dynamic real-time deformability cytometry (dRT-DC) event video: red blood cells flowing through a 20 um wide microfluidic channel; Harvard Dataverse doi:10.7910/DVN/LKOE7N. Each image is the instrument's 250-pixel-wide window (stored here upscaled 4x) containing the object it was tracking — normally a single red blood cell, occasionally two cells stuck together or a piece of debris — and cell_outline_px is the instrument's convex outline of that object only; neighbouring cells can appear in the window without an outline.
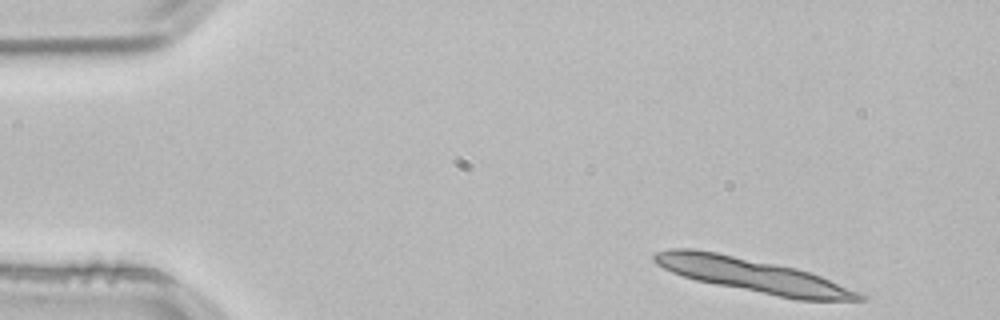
{"species": "common noctule bat (a hibernating species)", "species_latin": "Nyctalus noctula", "temperature_condition": "room temperature", "stored_images_in_passage": 2, "camera_frame_rate_fps": 3000, "um_per_image_px": 0.085, "animal": {"sex": "male", "body_mass_g": 21.5, "forearm_length_mm": 52.0}, "frame": {"image": 1, "passage_image": 1, "time_ms": 0.0, "image_size_px": [1000, 320], "cell_outline_px": [[836, 288], [816, 296], [788, 296], [708, 280], [692, 276], [680, 272], [712, 256], [724, 256], [780, 268], [812, 276], [824, 280], [832, 284]], "centroid_in_image_um": [64.47, 23.55], "position_along_channel_um": 20.5, "area_um2": 23.64}}